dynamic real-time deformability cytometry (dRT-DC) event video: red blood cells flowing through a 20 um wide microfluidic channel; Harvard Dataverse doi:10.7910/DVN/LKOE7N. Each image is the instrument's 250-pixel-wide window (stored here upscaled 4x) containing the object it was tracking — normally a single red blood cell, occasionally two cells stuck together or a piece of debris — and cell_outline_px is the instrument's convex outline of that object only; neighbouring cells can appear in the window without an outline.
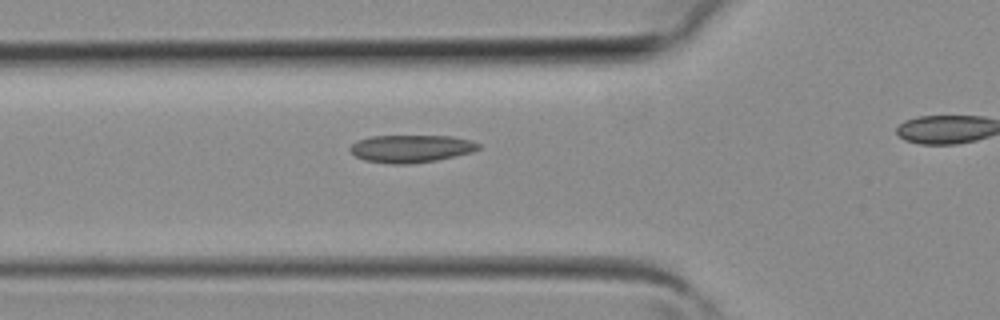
{"species": "common noctule bat (a hibernating species)", "species_latin": "Nyctalus noctula", "temperature_condition": "room temperature", "stored_images_in_passage": 25, "camera_frame_rate_fps": 3000, "um_per_image_px": 0.085, "animal": {"sex": "female", "body_mass_g": 19.3, "forearm_length_mm": 54.1}, "frame": {"image": 1, "passage_image": 5, "time_ms": 1.333, "image_size_px": [1000, 320], "cell_outline_px": [[480, 148], [472, 152], [456, 156], [436, 160], [412, 164], [392, 164], [364, 160], [356, 156], [348, 148], [352, 144], [360, 140], [372, 136], [452, 136], [472, 140], [480, 144]], "centroid_in_image_um": [34.97, 12.63], "position_along_channel_um": 90.8, "area_um2": 20.63}}
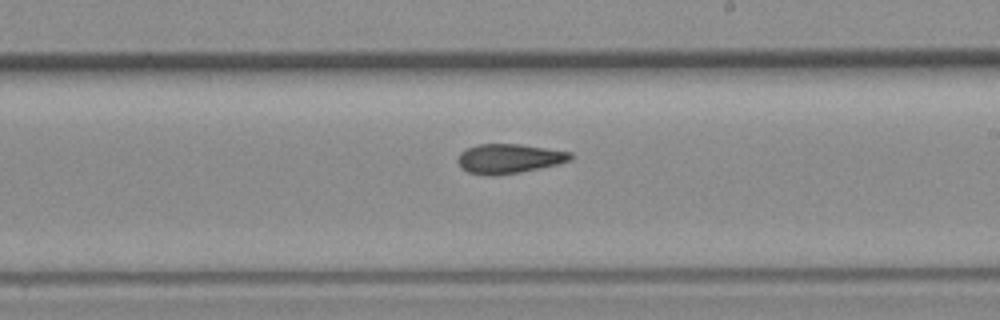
{"frame": {"image": 2, "passage_image": 14, "time_ms": 4.333, "image_size_px": [1000, 320], "cell_outline_px": [[572, 160], [540, 168], [520, 172], [496, 176], [488, 176], [468, 172], [460, 168], [456, 160], [460, 152], [468, 148], [480, 144], [520, 144], [572, 152]], "centroid_in_image_um": [43.24, 13.49], "position_along_channel_um": 245.8, "area_um2": 19.48}}
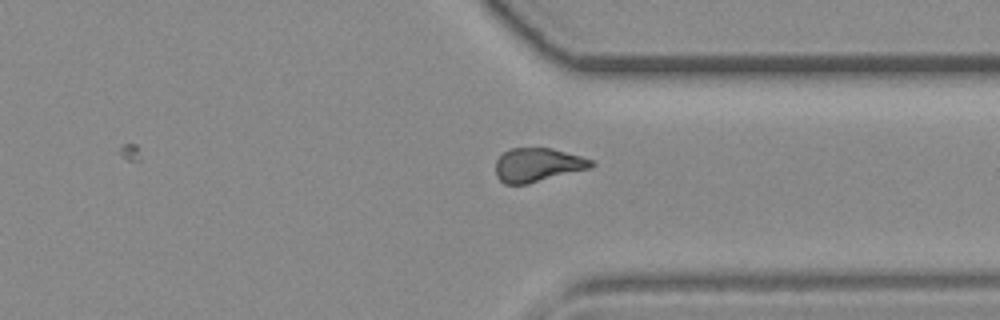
{"frame": {"image": 3, "passage_image": 21, "time_ms": 6.667, "image_size_px": [1000, 320], "cell_outline_px": [[596, 164], [592, 168], [528, 184], [504, 184], [496, 176], [496, 160], [504, 152], [512, 148], [552, 148], [580, 156], [592, 160]], "centroid_in_image_um": [45.72, 14.03], "position_along_channel_um": 365.7, "area_um2": 18.9}}